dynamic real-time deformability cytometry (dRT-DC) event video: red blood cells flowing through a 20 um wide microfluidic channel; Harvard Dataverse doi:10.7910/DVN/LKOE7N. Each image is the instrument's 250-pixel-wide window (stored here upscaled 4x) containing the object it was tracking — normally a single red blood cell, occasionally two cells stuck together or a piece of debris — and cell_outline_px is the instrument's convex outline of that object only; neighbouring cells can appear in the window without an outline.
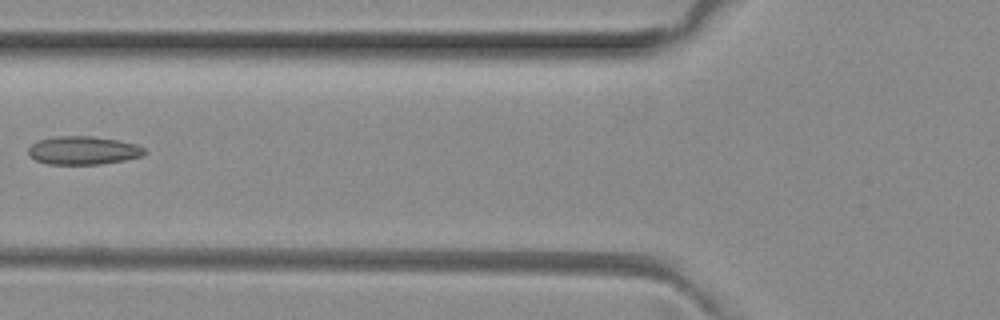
{"species": "common noctule bat (a hibernating species)", "species_latin": "Nyctalus noctula", "temperature_condition": "room temperature", "stored_images_in_passage": 7, "camera_frame_rate_fps": 3000, "um_per_image_px": 0.085, "animal": {"sex": "female", "body_mass_g": 29.2, "forearm_length_mm": 56.3}, "frame": {"image": 1, "passage_image": 5, "time_ms": 1.333, "image_size_px": [1000, 320], "cell_outline_px": [[148, 152], [144, 156], [124, 160], [100, 164], [48, 164], [36, 160], [28, 156], [28, 148], [32, 144], [40, 140], [56, 136], [92, 136], [116, 140], [136, 144], [144, 148]], "centroid_in_image_um": [7.09, 12.79], "position_along_channel_um": 118.7, "area_um2": 19.19}}
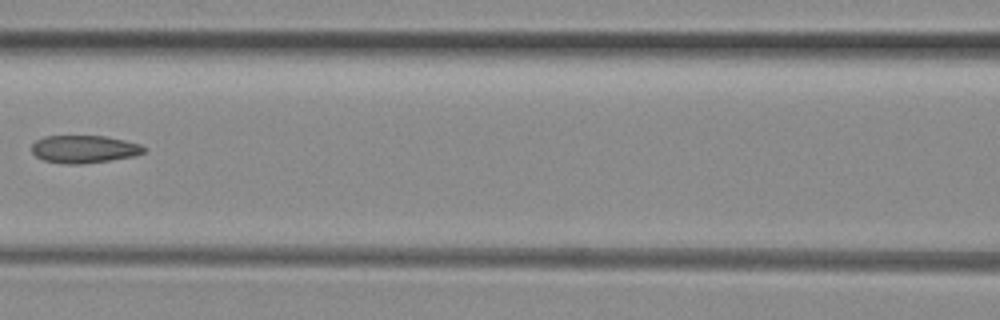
{"frame": {"image": 2, "passage_image": 6, "time_ms": 1.667, "image_size_px": [1000, 320], "cell_outline_px": [[144, 152], [136, 156], [112, 160], [80, 164], [64, 164], [44, 160], [36, 156], [32, 152], [32, 144], [36, 140], [44, 136], [104, 136], [124, 140], [140, 144], [144, 148]], "centroid_in_image_um": [7.14, 12.68], "position_along_channel_um": 159.5, "area_um2": 18.09}}
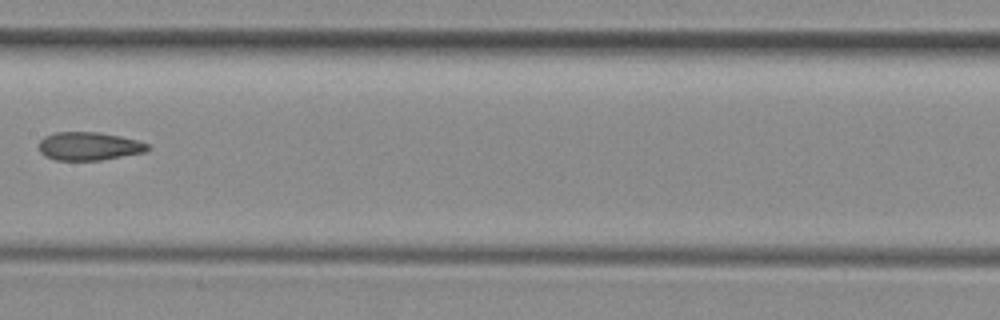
{"frame": {"image": 3, "passage_image": 7, "time_ms": 2.0, "image_size_px": [1000, 320], "cell_outline_px": [[152, 148], [144, 152], [100, 160], [56, 160], [44, 156], [40, 152], [40, 140], [44, 136], [56, 132], [100, 132], [120, 136], [136, 140], [148, 144]], "centroid_in_image_um": [7.56, 12.42], "position_along_channel_um": 199.8, "area_um2": 17.86}}